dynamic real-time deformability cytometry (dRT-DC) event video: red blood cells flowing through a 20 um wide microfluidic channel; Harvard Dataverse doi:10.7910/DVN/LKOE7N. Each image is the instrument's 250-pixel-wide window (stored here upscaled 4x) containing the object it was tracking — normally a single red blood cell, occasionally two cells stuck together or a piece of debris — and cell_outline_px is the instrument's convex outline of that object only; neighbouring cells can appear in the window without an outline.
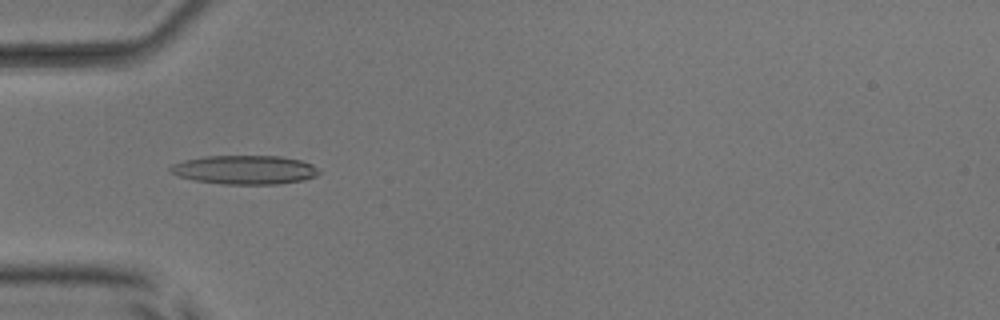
{"species": "common noctule bat (a hibernating species)", "species_latin": "Nyctalus noctula", "temperature_condition": "room temperature", "stored_images_in_passage": 47, "camera_frame_rate_fps": 3000, "um_per_image_px": 0.085, "animal": {"sex": "male", "body_mass_g": 17.9, "forearm_length_mm": 54.2}, "frame": {"image": 1, "passage_image": 12, "time_ms": 3.667, "image_size_px": [1000, 320], "cell_outline_px": [[320, 172], [316, 176], [304, 180], [280, 184], [220, 184], [196, 180], [180, 176], [168, 172], [168, 168], [172, 164], [184, 160], [204, 156], [280, 156], [300, 160], [312, 164], [320, 168]], "centroid_in_image_um": [20.82, 14.43], "position_along_channel_um": 64.2, "area_um2": 25.2}}
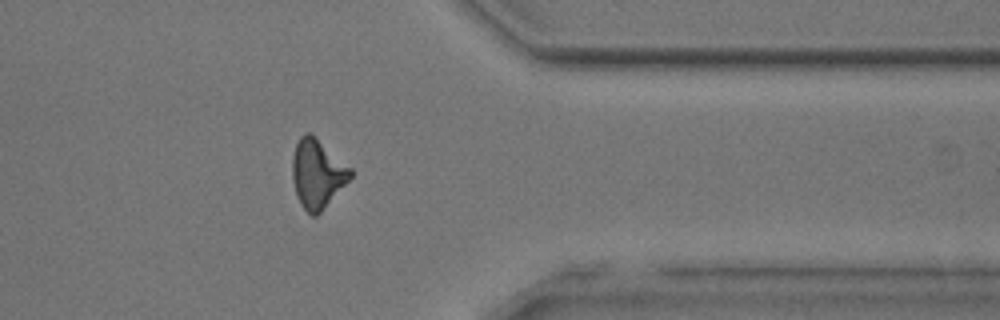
{"frame": {"image": 2, "passage_image": 37, "time_ms": 12.0, "image_size_px": [1000, 320], "cell_outline_px": [[352, 176], [320, 212], [316, 216], [312, 216], [300, 204], [296, 196], [292, 176], [292, 156], [296, 144], [300, 136], [304, 132], [308, 132], [352, 168]], "centroid_in_image_um": [26.94, 14.77], "position_along_channel_um": 384.5, "area_um2": 22.89}}
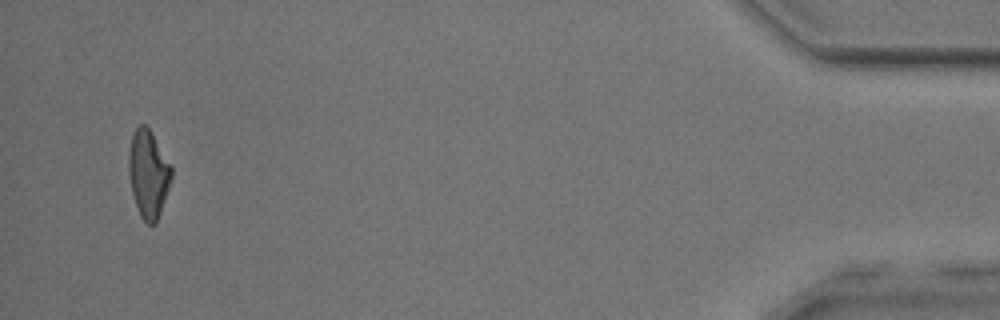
{"frame": {"image": 3, "passage_image": 45, "time_ms": 14.667, "image_size_px": [1000, 320], "cell_outline_px": [[172, 176], [156, 224], [148, 224], [140, 216], [132, 192], [128, 168], [128, 152], [132, 136], [136, 128], [140, 124], [144, 124], [148, 128], [172, 168]], "centroid_in_image_um": [12.59, 14.79], "position_along_channel_um": 422.6, "area_um2": 21.27}, "authors_computed_cell_mechanics": {"area_um2": 22.542, "velocity_mm_per_s": 3.9956, "shape_relaxation_time_tau1_ms": null, "shape_relaxation_time_tau2_ms": 4.1562, "deformation_change_tau1": null, "deformation_change_tau2": 0.1553}}